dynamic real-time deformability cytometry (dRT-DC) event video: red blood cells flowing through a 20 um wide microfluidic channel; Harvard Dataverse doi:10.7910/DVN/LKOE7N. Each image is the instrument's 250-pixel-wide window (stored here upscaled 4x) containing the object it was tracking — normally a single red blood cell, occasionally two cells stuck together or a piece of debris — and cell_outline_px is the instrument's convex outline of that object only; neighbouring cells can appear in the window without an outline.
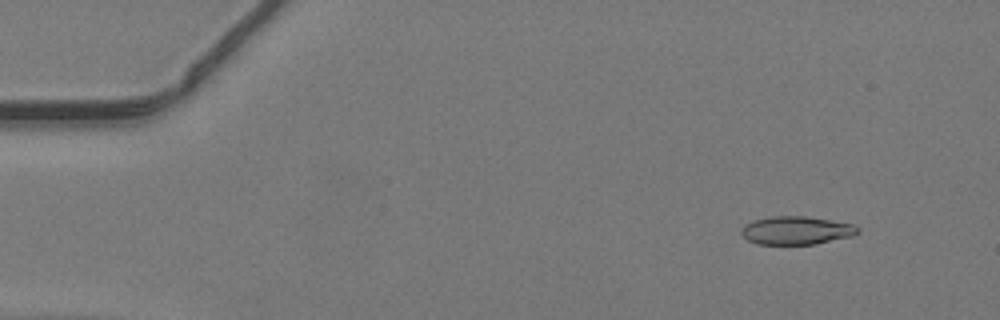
{"species": "common noctule bat (a hibernating species)", "species_latin": "Nyctalus noctula", "temperature_condition": "warm", "stored_images_in_passage": 48, "camera_frame_rate_fps": 3000, "um_per_image_px": 0.085, "animal": {"sex": "male", "body_mass_g": 19.2, "forearm_length_mm": 51.8}, "frame": {"image": 1, "passage_image": 5, "time_ms": 1.333, "image_size_px": [1000, 320], "cell_outline_px": [[860, 232], [852, 236], [816, 244], [756, 244], [748, 240], [740, 232], [740, 228], [744, 224], [752, 220], [772, 216], [804, 216], [852, 224], [860, 228]], "centroid_in_image_um": [67.66, 19.59], "position_along_channel_um": 17.3, "area_um2": 19.19}}
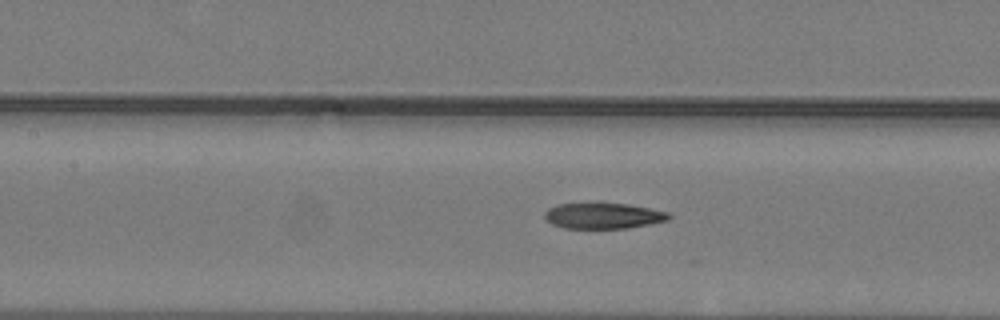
{"frame": {"image": 2, "passage_image": 22, "time_ms": 7.0, "image_size_px": [1000, 320], "cell_outline_px": [[672, 216], [668, 220], [628, 228], [564, 228], [552, 224], [544, 216], [544, 212], [548, 208], [556, 204], [628, 204], [668, 212]], "centroid_in_image_um": [51.27, 18.35], "position_along_channel_um": 156.1, "area_um2": 18.38}}
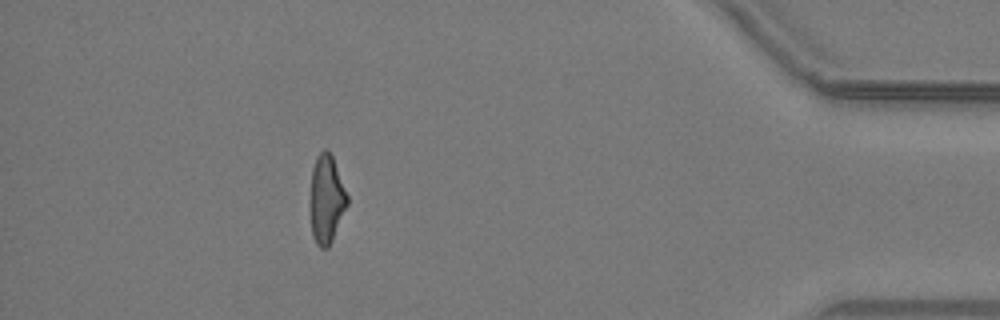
{"frame": {"image": 3, "passage_image": 43, "time_ms": 14.0, "image_size_px": [1000, 320], "cell_outline_px": [[348, 204], [332, 240], [328, 248], [320, 248], [316, 244], [312, 236], [312, 168], [316, 156], [324, 148], [328, 148], [332, 156], [348, 196]], "centroid_in_image_um": [27.77, 16.92], "position_along_channel_um": 407.4, "area_um2": 18.61}}